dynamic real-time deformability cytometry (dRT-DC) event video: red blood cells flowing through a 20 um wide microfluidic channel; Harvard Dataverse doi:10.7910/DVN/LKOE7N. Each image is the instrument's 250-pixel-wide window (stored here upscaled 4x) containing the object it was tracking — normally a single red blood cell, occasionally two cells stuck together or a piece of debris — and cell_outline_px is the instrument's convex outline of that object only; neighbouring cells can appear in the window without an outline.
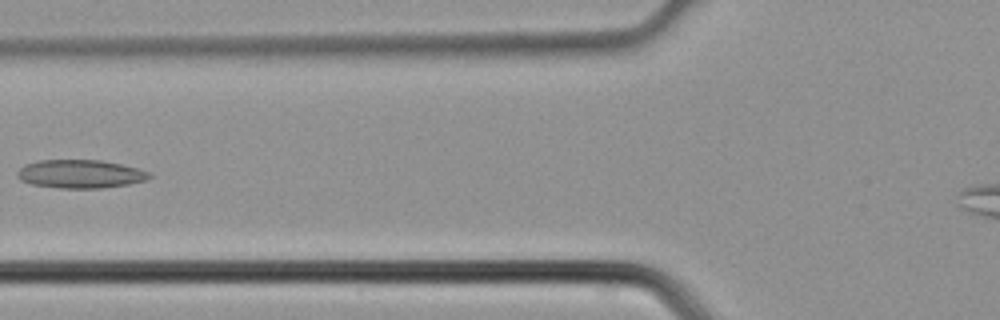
{"species": "common noctule bat (a hibernating species)", "species_latin": "Nyctalus noctula", "temperature_condition": "cold", "stored_images_in_passage": 3, "camera_frame_rate_fps": 3000, "um_per_image_px": 0.085, "animal": {"sex": "male", "body_mass_g": 21.5, "forearm_length_mm": 52.0}, "frame": {"image": 1, "passage_image": 3, "time_ms": 0.667, "image_size_px": [1000, 320], "cell_outline_px": [[152, 176], [148, 180], [128, 184], [100, 188], [60, 188], [32, 184], [20, 180], [16, 176], [16, 172], [24, 164], [40, 160], [100, 160], [120, 164], [136, 168], [148, 172]], "centroid_in_image_um": [6.79, 14.78], "position_along_channel_um": 119.0, "area_um2": 21.79}}